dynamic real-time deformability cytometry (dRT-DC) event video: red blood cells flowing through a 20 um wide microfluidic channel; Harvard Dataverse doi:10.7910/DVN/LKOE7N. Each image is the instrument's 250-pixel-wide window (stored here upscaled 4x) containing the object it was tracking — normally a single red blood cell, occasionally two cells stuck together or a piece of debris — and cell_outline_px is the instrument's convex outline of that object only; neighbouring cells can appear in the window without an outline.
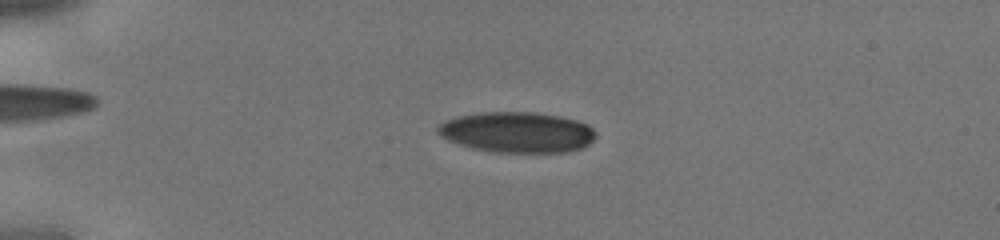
{"species": "human", "species_latin": "Homo sapiens", "temperature_condition": "cold", "stored_images_in_passage": 39, "camera_frame_rate_fps": 3000, "um_per_image_px": 0.085, "donor": {"sex": "male"}, "frame": {"image": 1, "passage_image": 7, "time_ms": 2.0, "image_size_px": [1000, 240], "cell_outline_px": [[596, 136], [588, 144], [580, 148], [568, 152], [492, 152], [472, 148], [448, 140], [440, 136], [436, 132], [436, 128], [444, 120], [456, 116], [480, 112], [536, 112], [560, 116], [576, 120], [588, 124], [596, 132]], "centroid_in_image_um": [43.93, 11.23], "position_along_channel_um": 41.1, "area_um2": 37.63}}
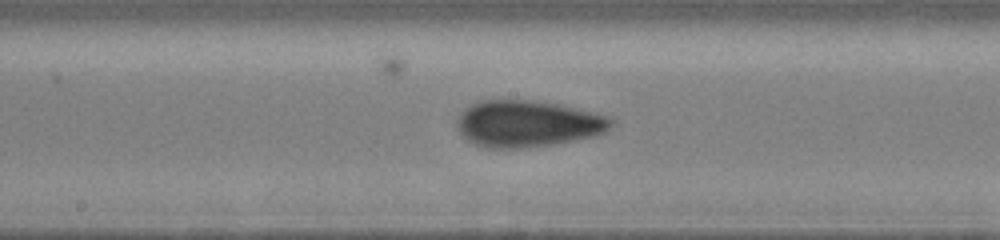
{"frame": {"image": 2, "passage_image": 20, "time_ms": 6.333, "image_size_px": [1000, 240], "cell_outline_px": [[616, 124], [604, 132], [592, 136], [552, 144], [520, 148], [492, 148], [476, 144], [468, 140], [456, 128], [456, 120], [464, 108], [480, 100], [532, 100], [556, 104], [576, 108], [608, 116]], "centroid_in_image_um": [44.83, 10.5], "position_along_channel_um": 203.4, "area_um2": 41.56}}
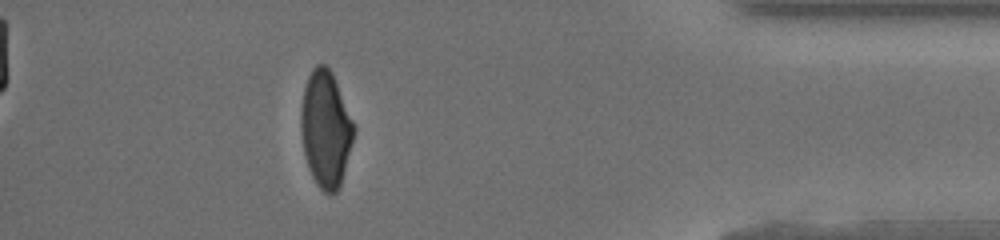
{"frame": {"image": 3, "passage_image": 35, "time_ms": 11.333, "image_size_px": [1000, 240], "cell_outline_px": [[356, 132], [340, 188], [336, 192], [324, 192], [316, 184], [312, 176], [304, 152], [300, 128], [300, 108], [304, 88], [308, 76], [312, 68], [316, 64], [324, 64], [332, 72], [356, 124]], "centroid_in_image_um": [27.71, 10.94], "position_along_channel_um": 407.5, "area_um2": 36.41}}